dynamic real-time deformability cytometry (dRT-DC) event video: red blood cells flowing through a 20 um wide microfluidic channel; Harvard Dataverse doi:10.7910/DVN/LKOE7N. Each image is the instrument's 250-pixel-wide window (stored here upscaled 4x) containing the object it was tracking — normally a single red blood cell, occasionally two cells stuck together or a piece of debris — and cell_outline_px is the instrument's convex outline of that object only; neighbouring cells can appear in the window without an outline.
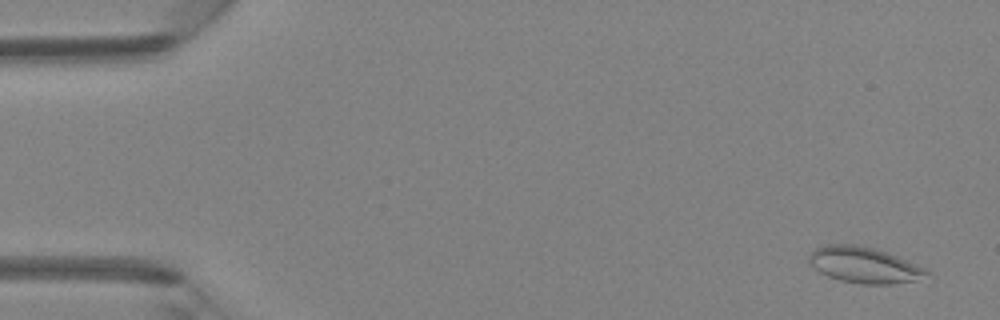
{"species": "Egyptian fruit bat (a non-hibernating species)", "species_latin": "Rousettus aegyptiacus", "temperature_condition": "room temperature", "stored_images_in_passage": 4, "camera_frame_rate_fps": 3000, "um_per_image_px": 0.085, "animal": {"sex": "female"}, "frame": {"image": 1, "passage_image": 1, "time_ms": 0.0, "image_size_px": [1000, 320], "cell_outline_px": [[932, 272], [916, 280], [892, 284], [860, 284], [840, 280], [828, 276], [812, 268], [808, 264], [808, 256], [816, 248], [824, 244], [856, 244], [872, 248], [896, 256], [916, 264]], "centroid_in_image_um": [73.39, 22.53], "position_along_channel_um": 11.6, "area_um2": 24.57}}